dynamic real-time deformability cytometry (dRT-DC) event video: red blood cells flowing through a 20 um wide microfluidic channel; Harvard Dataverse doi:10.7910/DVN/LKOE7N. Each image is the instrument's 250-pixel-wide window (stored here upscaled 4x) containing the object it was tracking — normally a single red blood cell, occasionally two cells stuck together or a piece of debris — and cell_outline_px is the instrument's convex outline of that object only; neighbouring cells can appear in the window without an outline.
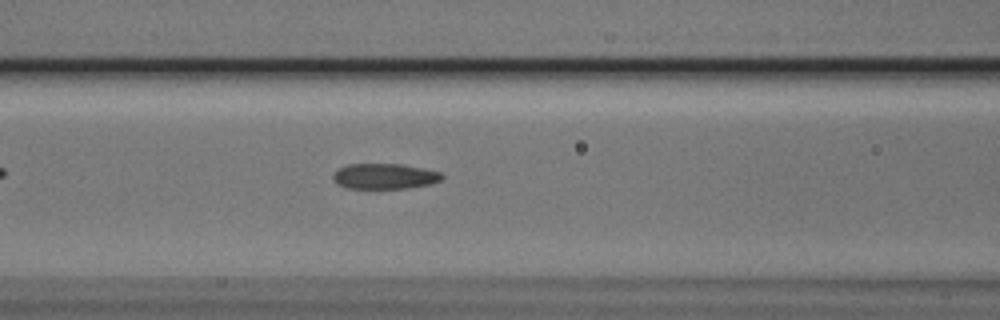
{"species": "Egyptian fruit bat (a non-hibernating species)", "species_latin": "Rousettus aegyptiacus", "temperature_condition": "cold", "stored_images_in_passage": 38, "camera_frame_rate_fps": 3000, "um_per_image_px": 0.085, "animal": {"sex": "male"}, "frame": {"image": 1, "passage_image": 12, "time_ms": 3.667, "image_size_px": [1000, 320], "cell_outline_px": [[444, 176], [440, 180], [432, 184], [408, 188], [348, 188], [340, 184], [332, 176], [332, 172], [348, 164], [404, 164], [424, 168], [440, 172]], "centroid_in_image_um": [32.73, 14.97], "position_along_channel_um": 133.9, "area_um2": 16.13}, "authors_computed_cell_mechanics": {"area_um2": 16.6464, "velocity_mm_per_s": 3.7768, "shape_relaxation_time_tau1_ms": 7.1218, "shape_relaxation_time_tau2_ms": 4.2152, "deformation_change_tau1": 0.1542, "deformation_change_tau2": 0.1127}}